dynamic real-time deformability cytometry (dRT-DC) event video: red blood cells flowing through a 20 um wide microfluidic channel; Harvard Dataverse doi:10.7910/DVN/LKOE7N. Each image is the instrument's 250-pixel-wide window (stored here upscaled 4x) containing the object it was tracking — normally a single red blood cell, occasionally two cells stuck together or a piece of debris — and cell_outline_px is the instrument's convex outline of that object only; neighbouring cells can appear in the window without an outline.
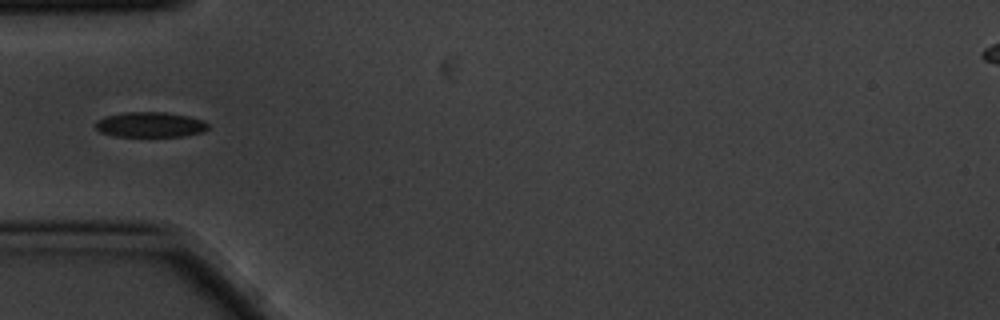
{"species": "common noctule bat (a hibernating species)", "species_latin": "Nyctalus noctula", "temperature_condition": "cold", "stored_images_in_passage": 13, "camera_frame_rate_fps": 3000, "um_per_image_px": 0.085, "animal": {"sex": "male", "body_mass_g": 20.1, "forearm_length_mm": 53.5}, "frame": {"image": 1, "passage_image": 3, "time_ms": 0.667, "image_size_px": [1000, 320], "cell_outline_px": [[208, 128], [204, 132], [184, 136], [112, 136], [100, 132], [96, 128], [96, 120], [108, 116], [124, 112], [164, 112], [188, 116], [204, 120], [208, 124]], "centroid_in_image_um": [12.79, 10.6], "position_along_channel_um": 72.2, "area_um2": 16.53}}
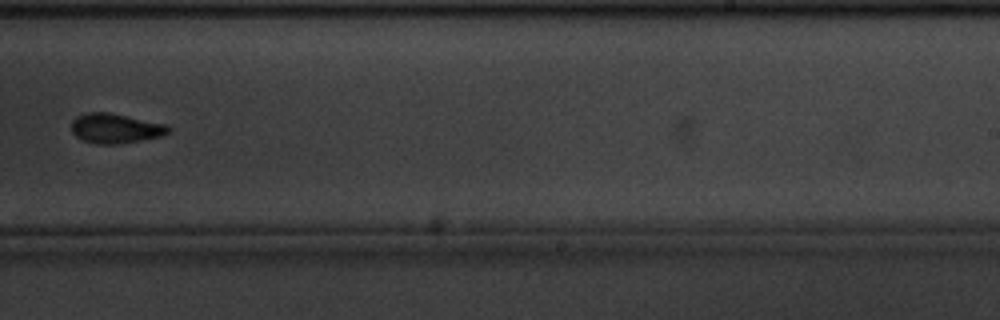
{"frame": {"image": 2, "passage_image": 8, "time_ms": 2.333, "image_size_px": [1000, 320], "cell_outline_px": [[172, 132], [164, 136], [116, 144], [100, 144], [84, 140], [76, 136], [72, 132], [72, 120], [76, 116], [88, 112], [108, 112], [164, 124], [172, 128]], "centroid_in_image_um": [9.84, 10.91], "position_along_channel_um": 279.2, "area_um2": 16.7}}
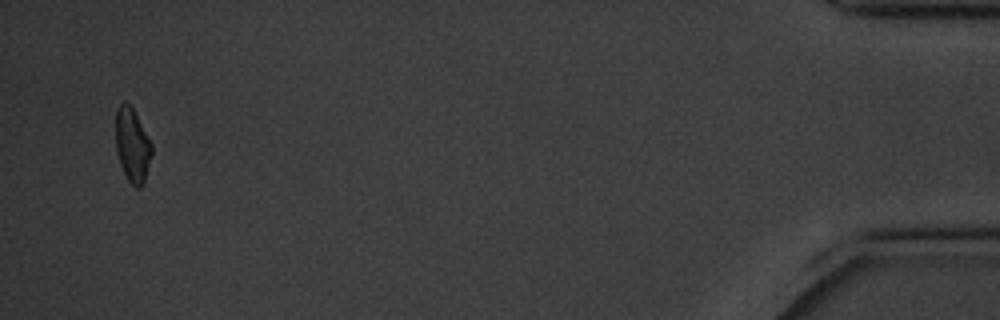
{"frame": {"image": 3, "passage_image": 13, "time_ms": 4.0, "image_size_px": [1000, 320], "cell_outline_px": [[152, 152], [144, 184], [140, 188], [136, 188], [128, 180], [120, 164], [116, 152], [116, 112], [120, 104], [124, 100], [132, 108], [152, 144]], "centroid_in_image_um": [11.24, 12.37], "position_along_channel_um": 424.0, "area_um2": 15.37}}